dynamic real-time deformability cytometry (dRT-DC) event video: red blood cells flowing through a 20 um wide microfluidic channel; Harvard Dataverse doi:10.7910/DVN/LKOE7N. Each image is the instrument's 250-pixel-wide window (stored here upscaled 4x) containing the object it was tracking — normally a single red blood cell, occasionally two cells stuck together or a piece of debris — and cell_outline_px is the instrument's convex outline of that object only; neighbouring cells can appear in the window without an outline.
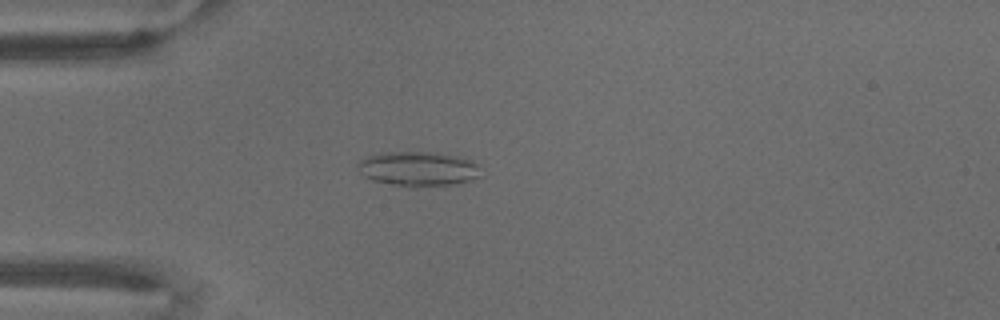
{"species": "common noctule bat (a hibernating species)", "species_latin": "Nyctalus noctula", "temperature_condition": "warm", "stored_images_in_passage": 69, "camera_frame_rate_fps": 3000, "um_per_image_px": 0.085, "animal": {"sex": "male", "body_mass_g": 18.8}, "frame": {"image": 1, "passage_image": 20, "time_ms": 6.333, "image_size_px": [1000, 320], "cell_outline_px": [[484, 176], [460, 184], [416, 188], [408, 188], [372, 180], [364, 176], [356, 168], [356, 164], [360, 160], [376, 152], [432, 152], [456, 156], [472, 160], [480, 164]], "centroid_in_image_um": [35.6, 14.37], "position_along_channel_um": 49.4, "area_um2": 25.84}}
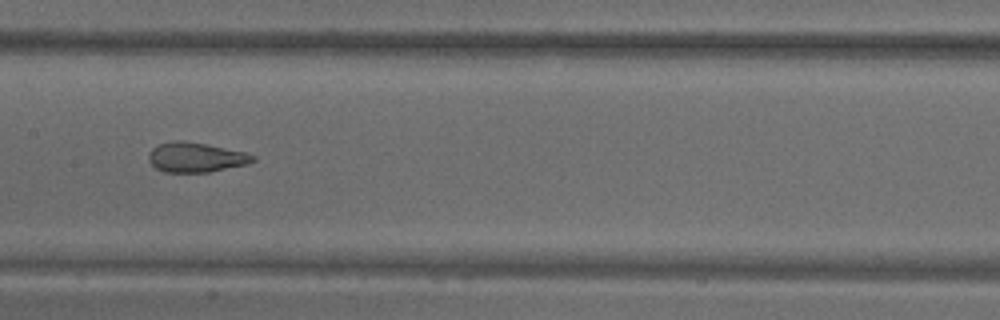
{"frame": {"image": 2, "passage_image": 36, "time_ms": 11.667, "image_size_px": [1000, 320], "cell_outline_px": [[256, 160], [248, 164], [208, 172], [164, 172], [156, 168], [148, 160], [148, 152], [152, 148], [160, 144], [172, 140], [184, 140], [208, 144], [244, 152], [256, 156]], "centroid_in_image_um": [16.63, 13.36], "position_along_channel_um": 190.8, "area_um2": 18.21}}
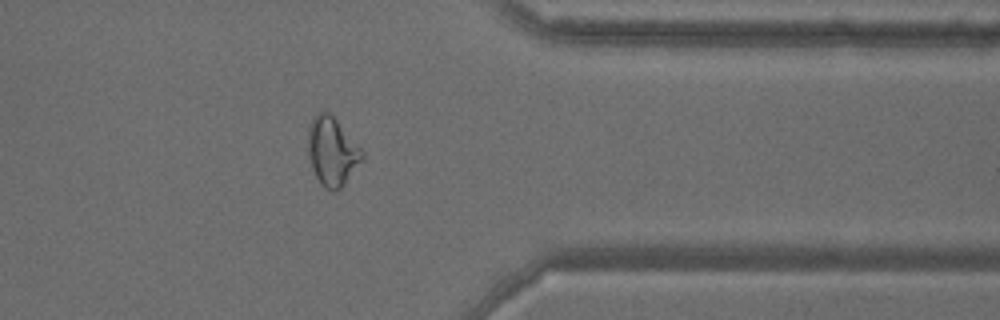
{"frame": {"image": 3, "passage_image": 57, "time_ms": 18.667, "image_size_px": [1000, 320], "cell_outline_px": [[364, 160], [344, 184], [336, 192], [332, 192], [324, 188], [320, 184], [312, 168], [308, 156], [308, 124], [312, 116], [316, 112], [328, 112], [336, 120], [364, 152]], "centroid_in_image_um": [28.21, 12.89], "position_along_channel_um": 383.2, "area_um2": 21.79}}